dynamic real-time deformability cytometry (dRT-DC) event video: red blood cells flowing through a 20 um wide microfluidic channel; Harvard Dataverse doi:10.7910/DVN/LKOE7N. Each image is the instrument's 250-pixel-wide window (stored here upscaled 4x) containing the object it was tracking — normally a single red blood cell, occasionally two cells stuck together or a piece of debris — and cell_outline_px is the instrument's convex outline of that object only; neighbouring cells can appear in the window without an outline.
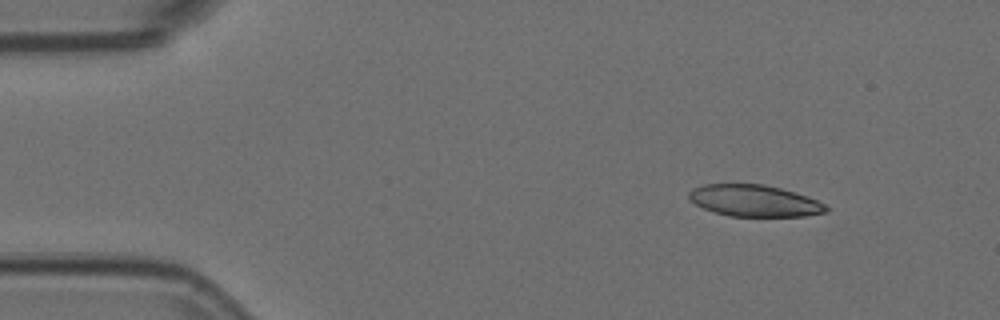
{"species": "Egyptian fruit bat (a non-hibernating species)", "species_latin": "Rousettus aegyptiacus", "temperature_condition": "room temperature", "stored_images_in_passage": 49, "camera_frame_rate_fps": 3000, "um_per_image_px": 0.085, "animal": {"sex": "female"}, "frame": {"image": 1, "passage_image": 1, "time_ms": 0.0, "image_size_px": [1000, 320], "cell_outline_px": [[828, 212], [804, 216], [728, 216], [704, 208], [688, 200], [688, 192], [692, 188], [704, 184], [764, 184], [796, 192], [808, 196], [824, 204], [828, 208]], "centroid_in_image_um": [64.11, 17.05], "position_along_channel_um": 20.9, "area_um2": 25.32}}
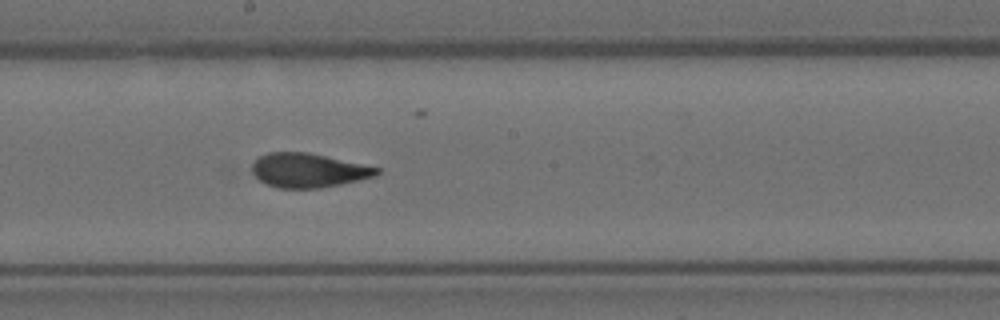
{"frame": {"image": 2, "passage_image": 24, "time_ms": 7.667, "image_size_px": [1000, 320], "cell_outline_px": [[380, 172], [376, 176], [340, 184], [320, 188], [280, 188], [268, 184], [260, 180], [252, 172], [252, 164], [260, 156], [268, 152], [308, 152], [380, 168]], "centroid_in_image_um": [26.21, 14.47], "position_along_channel_um": 222.0, "area_um2": 24.57}}
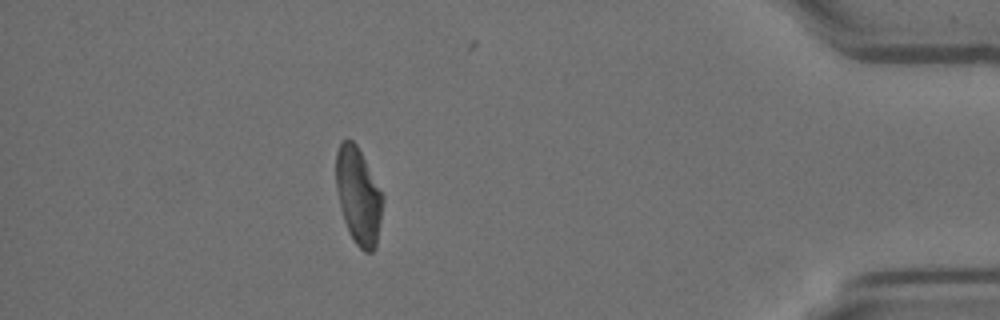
{"frame": {"image": 3, "passage_image": 43, "time_ms": 14.0, "image_size_px": [1000, 320], "cell_outline_px": [[384, 196], [376, 244], [372, 252], [364, 252], [356, 244], [348, 232], [340, 208], [336, 188], [336, 152], [340, 144], [344, 140], [352, 140], [356, 144]], "centroid_in_image_um": [30.45, 16.66], "position_along_channel_um": 404.8, "area_um2": 26.01}}